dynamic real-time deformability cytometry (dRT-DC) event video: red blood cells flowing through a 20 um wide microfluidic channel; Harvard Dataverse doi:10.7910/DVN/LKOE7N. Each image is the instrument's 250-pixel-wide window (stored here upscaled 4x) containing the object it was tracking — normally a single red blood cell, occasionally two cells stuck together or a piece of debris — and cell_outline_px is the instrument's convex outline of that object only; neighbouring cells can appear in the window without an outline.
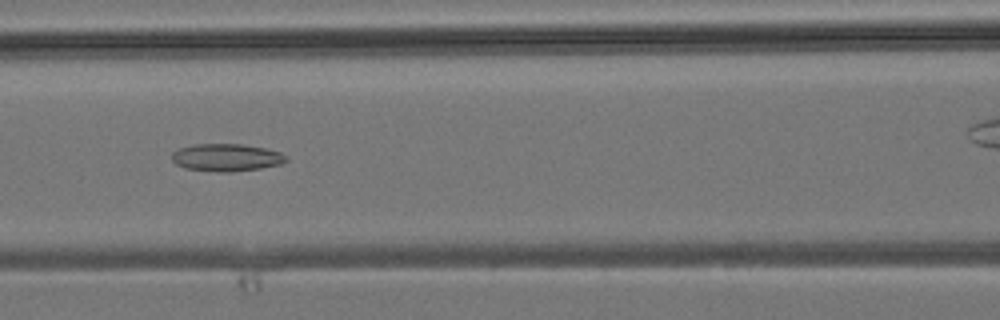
{"species": "common noctule bat (a hibernating species)", "species_latin": "Nyctalus noctula", "temperature_condition": "room temperature", "stored_images_in_passage": 42, "camera_frame_rate_fps": 3000, "um_per_image_px": 0.085, "animal": {"sex": "male", "body_mass_g": 19.2, "forearm_length_mm": 51.8}, "frame": {"image": 1, "passage_image": 18, "time_ms": 5.667, "image_size_px": [1000, 320], "cell_outline_px": [[288, 160], [280, 164], [260, 168], [232, 172], [220, 172], [184, 168], [176, 164], [172, 160], [172, 152], [180, 148], [192, 144], [240, 144], [264, 148], [280, 152], [288, 156]], "centroid_in_image_um": [19.24, 13.39], "position_along_channel_um": 147.4, "area_um2": 18.32}}
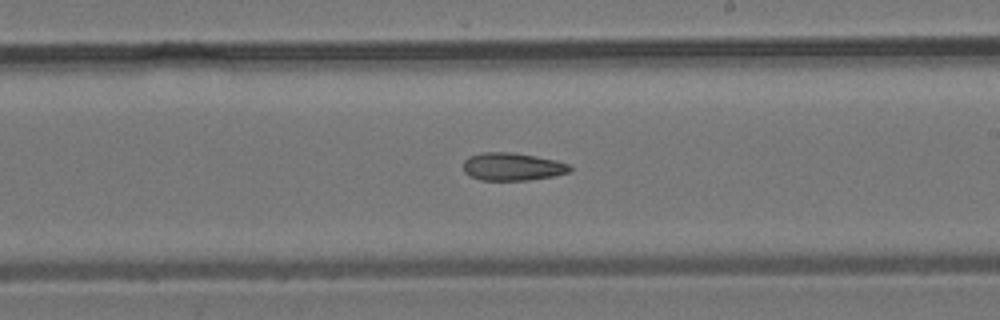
{"frame": {"image": 2, "passage_image": 24, "time_ms": 7.667, "image_size_px": [1000, 320], "cell_outline_px": [[572, 168], [568, 172], [552, 176], [528, 180], [480, 180], [464, 172], [464, 160], [468, 156], [480, 152], [512, 152], [536, 156], [556, 160], [568, 164]], "centroid_in_image_um": [43.52, 14.15], "position_along_channel_um": 245.5, "area_um2": 17.22}}
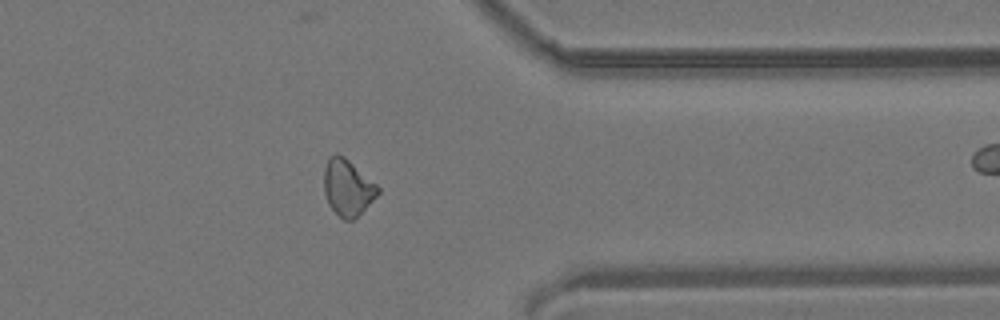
{"frame": {"image": 3, "passage_image": 33, "time_ms": 10.667, "image_size_px": [1000, 320], "cell_outline_px": [[380, 192], [352, 220], [344, 220], [328, 204], [324, 192], [324, 168], [328, 160], [336, 152], [344, 156], [376, 184], [380, 188]], "centroid_in_image_um": [29.53, 15.92], "position_along_channel_um": 381.9, "area_um2": 17.28}}